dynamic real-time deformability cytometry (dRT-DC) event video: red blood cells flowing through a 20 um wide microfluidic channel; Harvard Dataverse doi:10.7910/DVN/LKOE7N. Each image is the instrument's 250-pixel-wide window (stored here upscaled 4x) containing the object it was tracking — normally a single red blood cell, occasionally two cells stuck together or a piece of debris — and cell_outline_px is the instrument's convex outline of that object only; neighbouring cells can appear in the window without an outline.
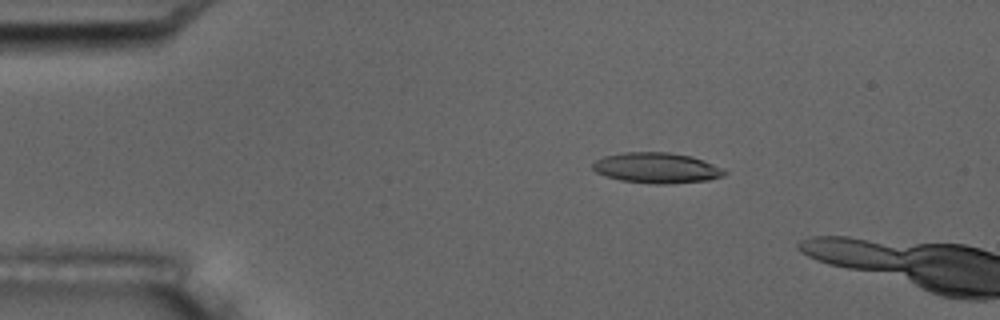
{"species": "common noctule bat (a hibernating species)", "species_latin": "Nyctalus noctula", "temperature_condition": "room temperature", "stored_images_in_passage": 6, "camera_frame_rate_fps": 3000, "um_per_image_px": 0.085, "animal": {"sex": "male", "body_mass_g": 17.5, "forearm_length_mm": 52.3}, "frame": {"image": 1, "passage_image": 3, "time_ms": 2.333, "image_size_px": [1000, 320], "cell_outline_px": [[728, 172], [724, 176], [708, 180], [664, 184], [652, 184], [620, 180], [604, 176], [596, 172], [592, 168], [592, 164], [596, 160], [604, 156], [624, 152], [668, 152], [692, 156], [724, 168]], "centroid_in_image_um": [55.82, 14.27], "position_along_channel_um": 29.2, "area_um2": 23.58}}